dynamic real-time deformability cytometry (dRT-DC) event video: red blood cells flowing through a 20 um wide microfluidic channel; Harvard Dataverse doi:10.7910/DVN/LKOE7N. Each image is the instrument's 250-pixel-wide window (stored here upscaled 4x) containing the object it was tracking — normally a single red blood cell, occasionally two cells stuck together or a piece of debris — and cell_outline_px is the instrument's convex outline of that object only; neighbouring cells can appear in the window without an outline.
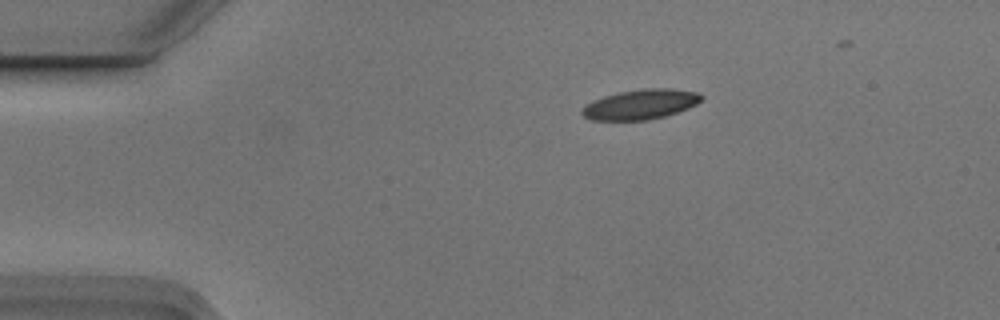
{"species": "Egyptian fruit bat (a non-hibernating species)", "species_latin": "Rousettus aegyptiacus", "temperature_condition": "cold", "stored_images_in_passage": 8, "camera_frame_rate_fps": 3000, "um_per_image_px": 0.085, "animal": {"sex": "male"}, "frame": {"image": 1, "passage_image": 1, "time_ms": 0.0, "image_size_px": [1000, 320], "cell_outline_px": [[704, 96], [696, 104], [688, 108], [664, 116], [648, 120], [592, 120], [584, 116], [580, 112], [584, 104], [592, 100], [604, 96], [620, 92], [644, 88], [672, 88], [700, 92]], "centroid_in_image_um": [54.44, 8.86], "position_along_channel_um": 30.6, "area_um2": 20.92}}
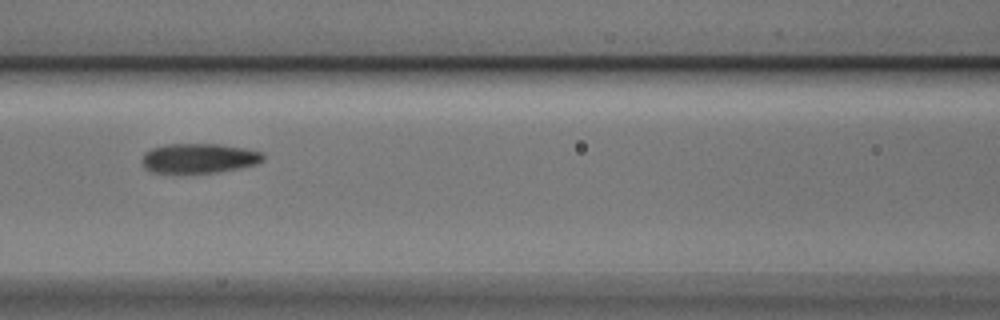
{"frame": {"image": 2, "passage_image": 5, "time_ms": 1.333, "image_size_px": [1000, 320], "cell_outline_px": [[264, 160], [256, 164], [240, 168], [216, 172], [176, 176], [152, 172], [144, 168], [144, 152], [152, 148], [164, 144], [220, 144], [244, 148], [260, 152], [264, 156]], "centroid_in_image_um": [16.86, 13.49], "position_along_channel_um": 149.7, "area_um2": 21.62}}
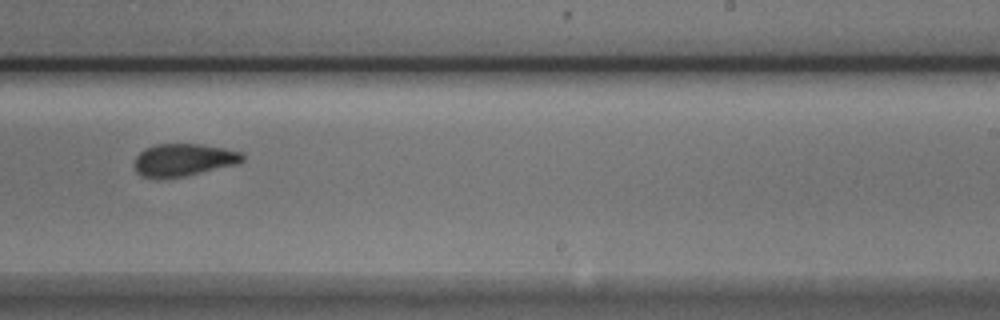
{"frame": {"image": 3, "passage_image": 8, "time_ms": 2.333, "image_size_px": [1000, 320], "cell_outline_px": [[244, 160], [236, 164], [184, 176], [156, 180], [140, 176], [136, 172], [132, 164], [136, 156], [144, 148], [156, 144], [200, 144], [224, 148], [240, 152], [244, 156]], "centroid_in_image_um": [15.51, 13.61], "position_along_channel_um": 273.5, "area_um2": 20.75}}